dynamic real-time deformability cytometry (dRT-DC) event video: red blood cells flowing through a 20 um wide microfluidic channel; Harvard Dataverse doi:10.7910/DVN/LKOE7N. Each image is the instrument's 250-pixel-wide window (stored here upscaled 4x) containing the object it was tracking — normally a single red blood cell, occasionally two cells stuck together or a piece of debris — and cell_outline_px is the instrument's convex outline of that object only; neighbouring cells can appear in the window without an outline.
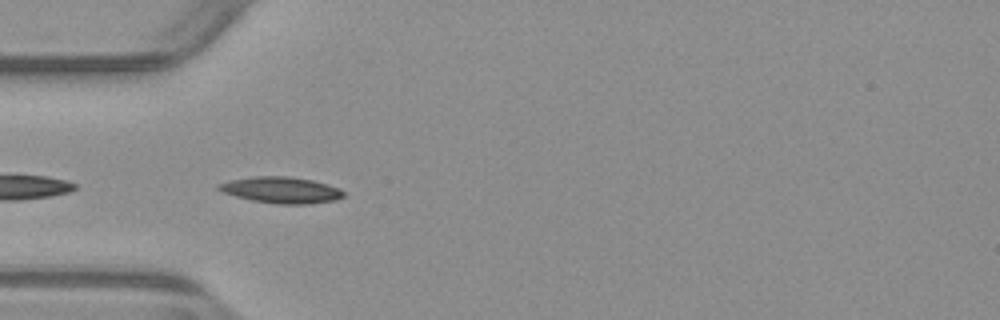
{"species": "common noctule bat (a hibernating species)", "species_latin": "Nyctalus noctula", "temperature_condition": "warm", "stored_images_in_passage": 11, "camera_frame_rate_fps": 3000, "um_per_image_px": 0.085, "animal": {"sex": "male", "body_mass_g": 23.1, "forearm_length_mm": 52.7}, "frame": {"image": 1, "passage_image": 2, "time_ms": 0.333, "image_size_px": [1000, 320], "cell_outline_px": [[344, 196], [336, 200], [304, 204], [280, 204], [252, 200], [236, 196], [224, 192], [216, 188], [216, 184], [228, 180], [252, 176], [288, 176], [312, 180], [340, 188], [344, 192]], "centroid_in_image_um": [23.88, 16.14], "position_along_channel_um": 61.1, "area_um2": 19.07}}